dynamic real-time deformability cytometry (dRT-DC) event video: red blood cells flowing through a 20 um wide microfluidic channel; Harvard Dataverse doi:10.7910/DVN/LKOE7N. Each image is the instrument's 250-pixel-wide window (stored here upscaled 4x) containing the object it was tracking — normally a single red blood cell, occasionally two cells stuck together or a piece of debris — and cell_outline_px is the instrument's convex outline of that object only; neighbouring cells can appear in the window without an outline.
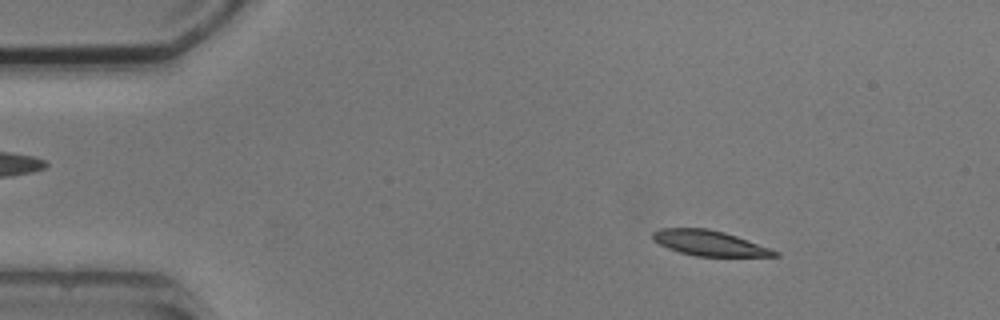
{"species": "common noctule bat (a hibernating species)", "species_latin": "Nyctalus noctula", "temperature_condition": "cold", "stored_images_in_passage": 2, "camera_frame_rate_fps": 3000, "um_per_image_px": 0.085, "animal": {"sex": "male", "body_mass_g": 20.5, "forearm_length_mm": 52.5}, "frame": {"image": 1, "passage_image": 2, "time_ms": 4.333, "image_size_px": [1000, 320], "cell_outline_px": [[780, 256], [696, 256], [680, 252], [668, 248], [652, 240], [652, 232], [660, 228], [708, 228], [724, 232], [736, 236], [780, 252]], "centroid_in_image_um": [60.26, 20.66], "position_along_channel_um": 24.7, "area_um2": 17.8}}